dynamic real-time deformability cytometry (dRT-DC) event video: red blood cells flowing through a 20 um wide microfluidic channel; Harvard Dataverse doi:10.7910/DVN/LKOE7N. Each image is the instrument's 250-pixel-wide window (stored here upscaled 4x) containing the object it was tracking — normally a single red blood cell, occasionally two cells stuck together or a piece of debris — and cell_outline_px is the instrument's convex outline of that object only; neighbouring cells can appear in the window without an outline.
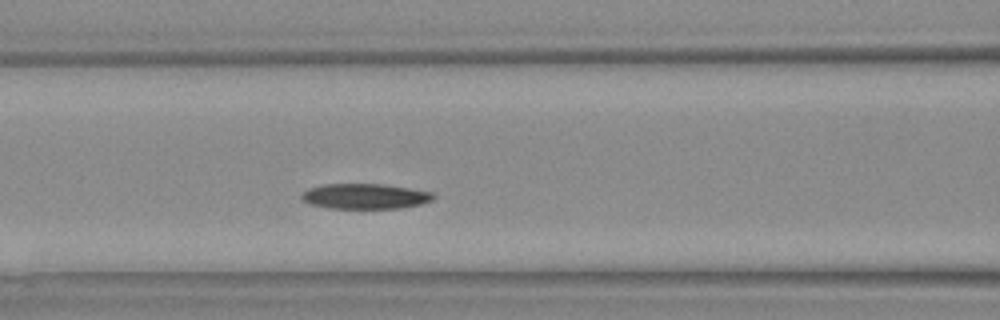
{"species": "Egyptian fruit bat (a non-hibernating species)", "species_latin": "Rousettus aegyptiacus", "temperature_condition": "warm", "stored_images_in_passage": 26, "camera_frame_rate_fps": 3000, "um_per_image_px": 0.085, "animal": {"sex": "female"}, "frame": {"image": 1, "passage_image": 5, "time_ms": 1.333, "image_size_px": [1000, 320], "cell_outline_px": [[436, 196], [432, 200], [420, 204], [400, 208], [328, 208], [308, 204], [300, 196], [308, 188], [324, 184], [380, 184], [436, 192]], "centroid_in_image_um": [31.04, 16.68], "position_along_channel_um": 135.6, "area_um2": 19.42}}